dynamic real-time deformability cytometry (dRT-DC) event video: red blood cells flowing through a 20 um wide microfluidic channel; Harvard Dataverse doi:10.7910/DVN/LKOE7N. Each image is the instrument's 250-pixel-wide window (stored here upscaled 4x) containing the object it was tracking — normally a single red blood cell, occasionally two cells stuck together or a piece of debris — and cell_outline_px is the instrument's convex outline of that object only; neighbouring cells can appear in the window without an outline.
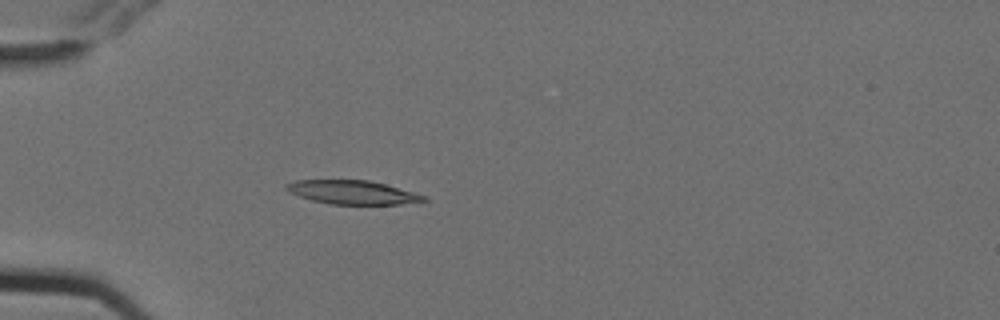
{"species": "Egyptian fruit bat (a non-hibernating species)", "species_latin": "Rousettus aegyptiacus", "temperature_condition": "cold", "stored_images_in_passage": 6, "camera_frame_rate_fps": 3000, "um_per_image_px": 0.085, "animal": {"sex": "female"}, "frame": {"image": 1, "passage_image": 5, "time_ms": 1.333, "image_size_px": [1000, 320], "cell_outline_px": [[428, 200], [400, 204], [332, 204], [312, 200], [288, 192], [284, 188], [284, 184], [296, 180], [368, 180], [384, 184], [428, 196]], "centroid_in_image_um": [29.94, 16.34], "position_along_channel_um": 55.1, "area_um2": 18.9}}